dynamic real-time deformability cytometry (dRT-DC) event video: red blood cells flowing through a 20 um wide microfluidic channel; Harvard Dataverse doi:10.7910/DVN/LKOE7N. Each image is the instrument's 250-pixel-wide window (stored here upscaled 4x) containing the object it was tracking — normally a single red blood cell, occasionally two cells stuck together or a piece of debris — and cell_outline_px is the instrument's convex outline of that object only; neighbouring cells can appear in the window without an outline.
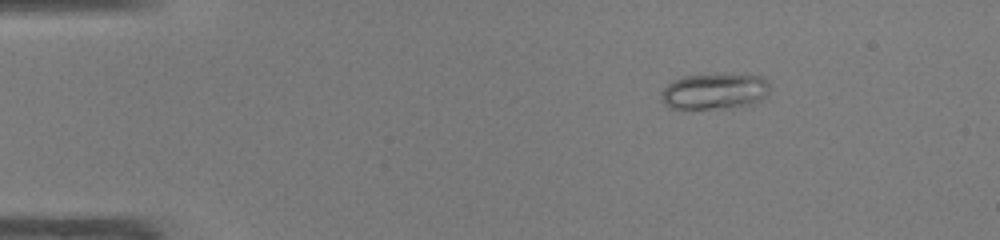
{"species": "common noctule bat (a hibernating species)", "species_latin": "Nyctalus noctula", "temperature_condition": "warm", "stored_images_in_passage": 41, "camera_frame_rate_fps": 3000, "um_per_image_px": 0.085, "animal": {"sex": "male", "body_mass_g": 19.0, "forearm_length_mm": 50.8}, "frame": {"image": 1, "passage_image": 1, "time_ms": 0.0, "image_size_px": [1000, 240], "cell_outline_px": [[768, 96], [752, 104], [724, 108], [668, 108], [660, 100], [660, 96], [664, 88], [672, 80], [684, 76], [716, 72], [724, 72], [764, 76], [768, 80]], "centroid_in_image_um": [60.75, 7.71], "position_along_channel_um": 24.2, "area_um2": 23.52}}
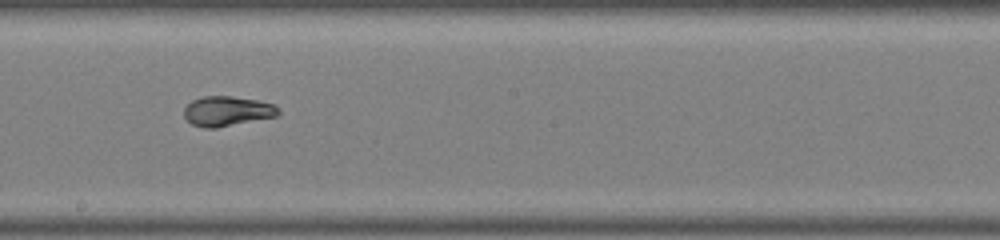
{"frame": {"image": 2, "passage_image": 21, "time_ms": 6.667, "image_size_px": [1000, 240], "cell_outline_px": [[280, 112], [276, 116], [216, 128], [204, 128], [192, 124], [184, 116], [184, 108], [192, 100], [204, 96], [232, 96], [256, 100], [276, 104], [280, 108]], "centroid_in_image_um": [19.32, 9.44], "position_along_channel_um": 228.9, "area_um2": 16.42}}
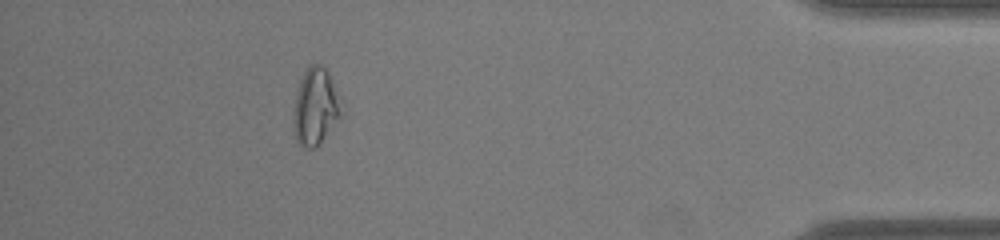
{"frame": {"image": 3, "passage_image": 37, "time_ms": 12.0, "image_size_px": [1000, 240], "cell_outline_px": [[344, 112], [324, 136], [312, 148], [300, 148], [296, 140], [292, 120], [292, 112], [296, 92], [300, 80], [308, 64], [320, 64], [328, 72]], "centroid_in_image_um": [26.76, 9.06], "position_along_channel_um": 408.4, "area_um2": 21.27}, "authors_computed_cell_mechanics": {"area_um2": 17.6868, "velocity_mm_per_s": 4.2583, "shape_relaxation_time_tau1_ms": 7.4337, "shape_relaxation_time_tau2_ms": null, "deformation_change_tau1": 0.2741, "deformation_change_tau2": null}}